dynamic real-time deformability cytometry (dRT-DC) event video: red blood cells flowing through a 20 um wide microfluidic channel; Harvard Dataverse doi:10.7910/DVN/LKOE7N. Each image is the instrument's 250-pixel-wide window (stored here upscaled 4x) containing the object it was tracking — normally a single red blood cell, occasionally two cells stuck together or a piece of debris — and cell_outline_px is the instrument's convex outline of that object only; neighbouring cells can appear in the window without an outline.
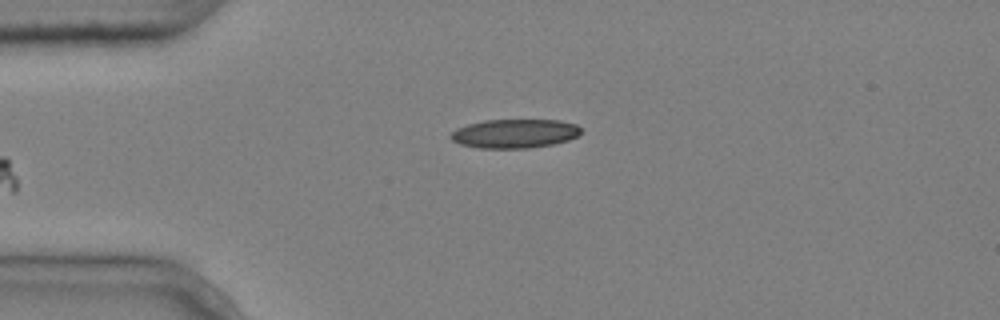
{"species": "common noctule bat (a hibernating species)", "species_latin": "Nyctalus noctula", "temperature_condition": "cold", "stored_images_in_passage": 5, "camera_frame_rate_fps": 3000, "um_per_image_px": 0.085, "animal": {"sex": "male", "body_mass_g": 20.4}, "frame": {"image": 1, "passage_image": 5, "time_ms": 1.333, "image_size_px": [1000, 320], "cell_outline_px": [[580, 132], [576, 136], [568, 140], [552, 144], [528, 148], [480, 148], [460, 144], [452, 140], [448, 136], [456, 128], [468, 124], [484, 120], [560, 120], [576, 124], [580, 128]], "centroid_in_image_um": [43.71, 11.35], "position_along_channel_um": 41.3, "area_um2": 21.91}}